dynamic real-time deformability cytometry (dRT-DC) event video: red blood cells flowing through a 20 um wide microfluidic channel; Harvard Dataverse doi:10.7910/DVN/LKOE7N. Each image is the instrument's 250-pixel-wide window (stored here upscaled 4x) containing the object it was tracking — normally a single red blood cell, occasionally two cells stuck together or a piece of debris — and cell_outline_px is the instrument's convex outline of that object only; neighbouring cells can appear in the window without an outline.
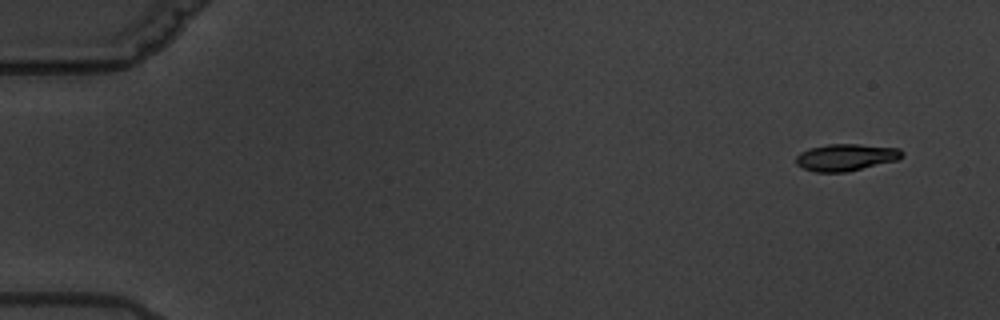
{"species": "common noctule bat (a hibernating species)", "species_latin": "Nyctalus noctula", "temperature_condition": "warm", "stored_images_in_passage": 5, "camera_frame_rate_fps": 3000, "um_per_image_px": 0.085, "animal": {"sex": "male", "body_mass_g": 19.5, "forearm_length_mm": 54.6}, "frame": {"image": 1, "passage_image": 1, "time_ms": 0.0, "image_size_px": [1000, 320], "cell_outline_px": [[904, 152], [896, 160], [844, 172], [816, 172], [804, 168], [796, 164], [796, 156], [800, 152], [808, 148], [828, 144], [860, 144], [900, 148]], "centroid_in_image_um": [71.86, 13.35], "position_along_channel_um": 13.1, "area_um2": 16.47}}
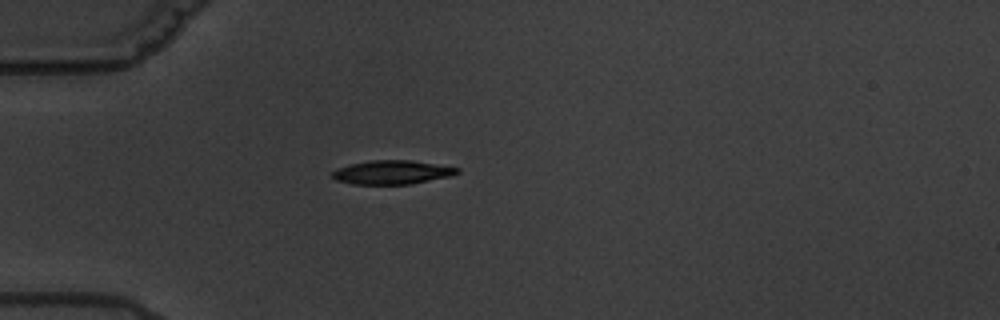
{"frame": {"image": 2, "passage_image": 5, "time_ms": 4.667, "image_size_px": [1000, 320], "cell_outline_px": [[460, 172], [452, 176], [412, 184], [352, 184], [336, 180], [332, 176], [332, 172], [336, 168], [348, 164], [372, 160], [412, 160], [460, 168]], "centroid_in_image_um": [33.33, 14.64], "position_along_channel_um": 51.7, "area_um2": 17.51}}